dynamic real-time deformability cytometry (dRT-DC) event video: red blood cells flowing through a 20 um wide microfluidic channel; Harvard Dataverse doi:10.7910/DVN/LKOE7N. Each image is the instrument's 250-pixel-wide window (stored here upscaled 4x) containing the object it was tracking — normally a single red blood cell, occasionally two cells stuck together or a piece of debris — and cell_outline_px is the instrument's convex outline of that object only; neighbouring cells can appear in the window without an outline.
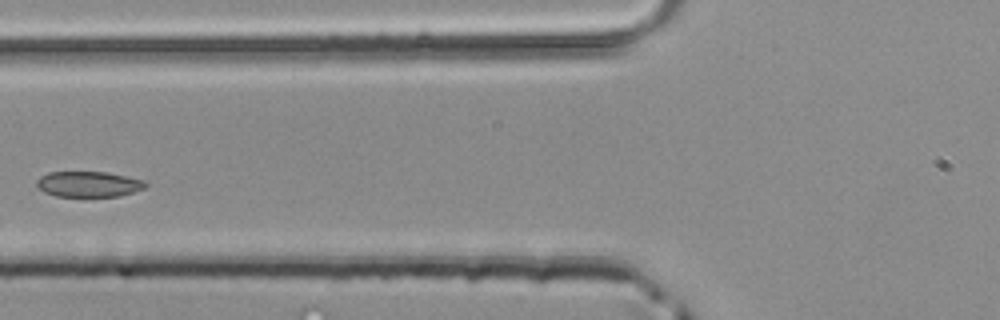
{"species": "common noctule bat (a hibernating species)", "species_latin": "Nyctalus noctula", "temperature_condition": "room temperature", "stored_images_in_passage": 3, "camera_frame_rate_fps": 3000, "um_per_image_px": 0.085, "animal": {"sex": "male", "body_mass_g": 20.4}, "frame": {"image": 1, "passage_image": 3, "time_ms": 0.667, "image_size_px": [1000, 320], "cell_outline_px": [[148, 184], [144, 188], [120, 196], [56, 196], [44, 192], [36, 188], [36, 180], [40, 176], [48, 172], [104, 172], [144, 180]], "centroid_in_image_um": [7.48, 15.65], "position_along_channel_um": 118.3, "area_um2": 16.18}}